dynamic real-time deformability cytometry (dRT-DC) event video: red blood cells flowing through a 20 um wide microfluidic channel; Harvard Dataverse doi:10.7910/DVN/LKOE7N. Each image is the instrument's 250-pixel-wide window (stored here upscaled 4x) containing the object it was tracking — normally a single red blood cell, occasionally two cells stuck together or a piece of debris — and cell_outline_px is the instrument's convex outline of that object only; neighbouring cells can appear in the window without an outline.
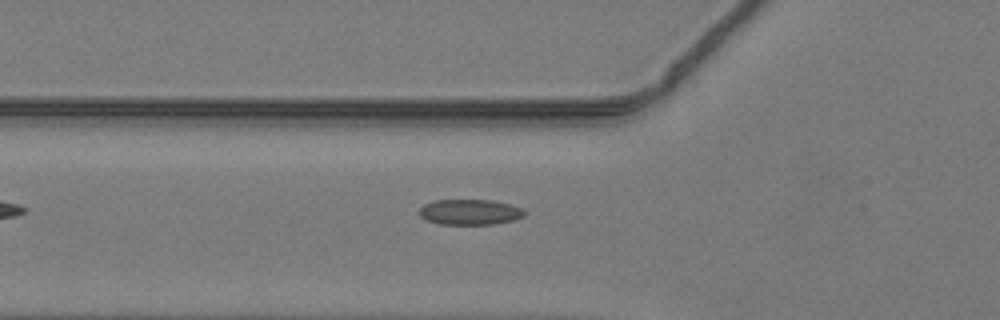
{"species": "common noctule bat (a hibernating species)", "species_latin": "Nyctalus noctula", "temperature_condition": "warm", "stored_images_in_passage": 33, "camera_frame_rate_fps": 3000, "um_per_image_px": 0.085, "animal": {"sex": "male", "body_mass_g": 19.2, "forearm_length_mm": 51.8}, "frame": {"image": 1, "passage_image": 2, "time_ms": 0.333, "image_size_px": [1000, 320], "cell_outline_px": [[524, 216], [512, 220], [496, 224], [440, 224], [428, 220], [420, 216], [420, 208], [424, 204], [432, 200], [492, 200], [508, 204], [520, 208], [524, 212]], "centroid_in_image_um": [39.91, 18.02], "position_along_channel_um": 85.9, "area_um2": 15.43}}
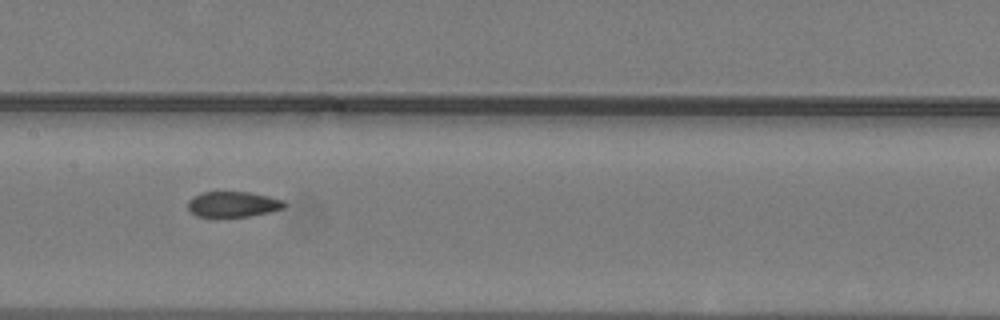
{"frame": {"image": 2, "passage_image": 9, "time_ms": 2.667, "image_size_px": [1000, 320], "cell_outline_px": [[288, 204], [284, 208], [268, 212], [248, 216], [196, 216], [188, 208], [188, 200], [204, 192], [248, 192], [268, 196], [284, 200]], "centroid_in_image_um": [19.85, 17.35], "position_along_channel_um": 187.6, "area_um2": 14.1}}
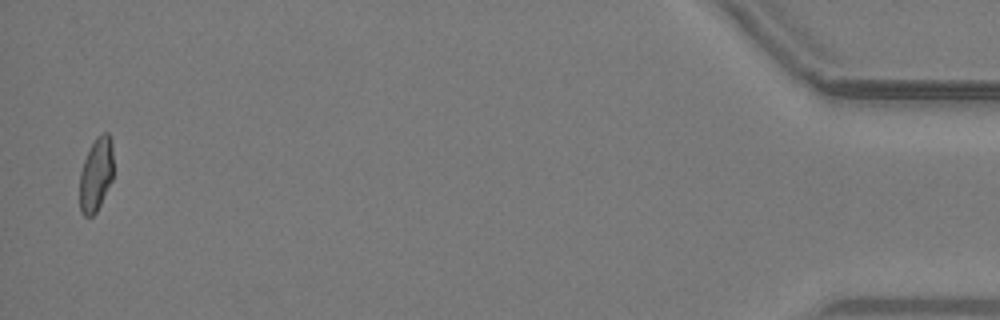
{"frame": {"image": 3, "passage_image": 32, "time_ms": 10.333, "image_size_px": [1000, 320], "cell_outline_px": [[112, 180], [96, 212], [92, 216], [84, 216], [80, 212], [80, 172], [84, 160], [96, 136], [104, 132], [108, 132], [112, 140]], "centroid_in_image_um": [8.16, 14.82], "position_along_channel_um": 427.0, "area_um2": 14.39}}